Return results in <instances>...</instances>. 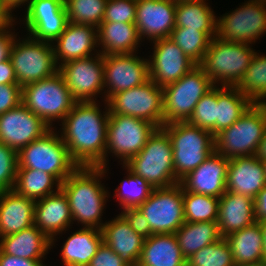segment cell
<instances>
[{
  "instance_id": "cell-1",
  "label": "cell",
  "mask_w": 266,
  "mask_h": 266,
  "mask_svg": "<svg viewBox=\"0 0 266 266\" xmlns=\"http://www.w3.org/2000/svg\"><path fill=\"white\" fill-rule=\"evenodd\" d=\"M103 115L96 101L76 102L62 121L61 138L78 166L104 167L109 106Z\"/></svg>"
},
{
  "instance_id": "cell-2",
  "label": "cell",
  "mask_w": 266,
  "mask_h": 266,
  "mask_svg": "<svg viewBox=\"0 0 266 266\" xmlns=\"http://www.w3.org/2000/svg\"><path fill=\"white\" fill-rule=\"evenodd\" d=\"M105 171L106 167L78 166L61 183L60 188L69 201L72 220L81 222L85 228L101 230L104 225L101 216L109 194L100 179Z\"/></svg>"
},
{
  "instance_id": "cell-3",
  "label": "cell",
  "mask_w": 266,
  "mask_h": 266,
  "mask_svg": "<svg viewBox=\"0 0 266 266\" xmlns=\"http://www.w3.org/2000/svg\"><path fill=\"white\" fill-rule=\"evenodd\" d=\"M124 165L154 189L180 183L174 172L172 143L162 127L157 128L143 149Z\"/></svg>"
},
{
  "instance_id": "cell-4",
  "label": "cell",
  "mask_w": 266,
  "mask_h": 266,
  "mask_svg": "<svg viewBox=\"0 0 266 266\" xmlns=\"http://www.w3.org/2000/svg\"><path fill=\"white\" fill-rule=\"evenodd\" d=\"M249 45L214 37L198 66L214 86L221 82V86L235 87L256 54Z\"/></svg>"
},
{
  "instance_id": "cell-5",
  "label": "cell",
  "mask_w": 266,
  "mask_h": 266,
  "mask_svg": "<svg viewBox=\"0 0 266 266\" xmlns=\"http://www.w3.org/2000/svg\"><path fill=\"white\" fill-rule=\"evenodd\" d=\"M266 130V103H253L231 126L214 136L215 151L228 160L255 155Z\"/></svg>"
},
{
  "instance_id": "cell-6",
  "label": "cell",
  "mask_w": 266,
  "mask_h": 266,
  "mask_svg": "<svg viewBox=\"0 0 266 266\" xmlns=\"http://www.w3.org/2000/svg\"><path fill=\"white\" fill-rule=\"evenodd\" d=\"M162 128L172 143L174 172L179 181L215 151L214 135L210 131L189 122L164 124Z\"/></svg>"
},
{
  "instance_id": "cell-7",
  "label": "cell",
  "mask_w": 266,
  "mask_h": 266,
  "mask_svg": "<svg viewBox=\"0 0 266 266\" xmlns=\"http://www.w3.org/2000/svg\"><path fill=\"white\" fill-rule=\"evenodd\" d=\"M17 169H35L53 175L62 183L78 165L71 158L61 135L50 128L17 152Z\"/></svg>"
},
{
  "instance_id": "cell-8",
  "label": "cell",
  "mask_w": 266,
  "mask_h": 266,
  "mask_svg": "<svg viewBox=\"0 0 266 266\" xmlns=\"http://www.w3.org/2000/svg\"><path fill=\"white\" fill-rule=\"evenodd\" d=\"M76 102L59 72L22 87V103L49 128H52V121H63Z\"/></svg>"
},
{
  "instance_id": "cell-9",
  "label": "cell",
  "mask_w": 266,
  "mask_h": 266,
  "mask_svg": "<svg viewBox=\"0 0 266 266\" xmlns=\"http://www.w3.org/2000/svg\"><path fill=\"white\" fill-rule=\"evenodd\" d=\"M213 87L198 65L178 81L163 87L164 124L187 122L198 101Z\"/></svg>"
},
{
  "instance_id": "cell-10",
  "label": "cell",
  "mask_w": 266,
  "mask_h": 266,
  "mask_svg": "<svg viewBox=\"0 0 266 266\" xmlns=\"http://www.w3.org/2000/svg\"><path fill=\"white\" fill-rule=\"evenodd\" d=\"M50 42L37 40L30 35L15 40L10 52L17 83L27 84L49 78L58 72L54 58V49Z\"/></svg>"
},
{
  "instance_id": "cell-11",
  "label": "cell",
  "mask_w": 266,
  "mask_h": 266,
  "mask_svg": "<svg viewBox=\"0 0 266 266\" xmlns=\"http://www.w3.org/2000/svg\"><path fill=\"white\" fill-rule=\"evenodd\" d=\"M157 128L149 121L129 115L109 114L104 167L110 152L125 164L143 149Z\"/></svg>"
},
{
  "instance_id": "cell-12",
  "label": "cell",
  "mask_w": 266,
  "mask_h": 266,
  "mask_svg": "<svg viewBox=\"0 0 266 266\" xmlns=\"http://www.w3.org/2000/svg\"><path fill=\"white\" fill-rule=\"evenodd\" d=\"M137 208L145 216L153 234H175L185 223L182 185L177 183L153 189Z\"/></svg>"
},
{
  "instance_id": "cell-13",
  "label": "cell",
  "mask_w": 266,
  "mask_h": 266,
  "mask_svg": "<svg viewBox=\"0 0 266 266\" xmlns=\"http://www.w3.org/2000/svg\"><path fill=\"white\" fill-rule=\"evenodd\" d=\"M163 89L151 79L141 86L114 94L108 103L109 114L129 115L149 121L161 128L163 119Z\"/></svg>"
},
{
  "instance_id": "cell-14",
  "label": "cell",
  "mask_w": 266,
  "mask_h": 266,
  "mask_svg": "<svg viewBox=\"0 0 266 266\" xmlns=\"http://www.w3.org/2000/svg\"><path fill=\"white\" fill-rule=\"evenodd\" d=\"M266 33V2L249 0L217 18L216 37L225 42L251 44Z\"/></svg>"
},
{
  "instance_id": "cell-15",
  "label": "cell",
  "mask_w": 266,
  "mask_h": 266,
  "mask_svg": "<svg viewBox=\"0 0 266 266\" xmlns=\"http://www.w3.org/2000/svg\"><path fill=\"white\" fill-rule=\"evenodd\" d=\"M100 51L95 57L80 58L58 66V72L77 102L95 101V95L104 90V61Z\"/></svg>"
},
{
  "instance_id": "cell-16",
  "label": "cell",
  "mask_w": 266,
  "mask_h": 266,
  "mask_svg": "<svg viewBox=\"0 0 266 266\" xmlns=\"http://www.w3.org/2000/svg\"><path fill=\"white\" fill-rule=\"evenodd\" d=\"M104 88L108 101L114 94L141 86L150 80L148 59L136 54L103 55Z\"/></svg>"
},
{
  "instance_id": "cell-17",
  "label": "cell",
  "mask_w": 266,
  "mask_h": 266,
  "mask_svg": "<svg viewBox=\"0 0 266 266\" xmlns=\"http://www.w3.org/2000/svg\"><path fill=\"white\" fill-rule=\"evenodd\" d=\"M50 128L22 102L0 115V142L17 152Z\"/></svg>"
},
{
  "instance_id": "cell-18",
  "label": "cell",
  "mask_w": 266,
  "mask_h": 266,
  "mask_svg": "<svg viewBox=\"0 0 266 266\" xmlns=\"http://www.w3.org/2000/svg\"><path fill=\"white\" fill-rule=\"evenodd\" d=\"M154 53L148 60L150 79L159 87L178 81L197 64L170 38L153 41Z\"/></svg>"
},
{
  "instance_id": "cell-19",
  "label": "cell",
  "mask_w": 266,
  "mask_h": 266,
  "mask_svg": "<svg viewBox=\"0 0 266 266\" xmlns=\"http://www.w3.org/2000/svg\"><path fill=\"white\" fill-rule=\"evenodd\" d=\"M176 3L172 0H137L135 25L140 39L169 38L175 28Z\"/></svg>"
},
{
  "instance_id": "cell-20",
  "label": "cell",
  "mask_w": 266,
  "mask_h": 266,
  "mask_svg": "<svg viewBox=\"0 0 266 266\" xmlns=\"http://www.w3.org/2000/svg\"><path fill=\"white\" fill-rule=\"evenodd\" d=\"M229 160L214 151L180 180L184 191L220 198L226 191Z\"/></svg>"
},
{
  "instance_id": "cell-21",
  "label": "cell",
  "mask_w": 266,
  "mask_h": 266,
  "mask_svg": "<svg viewBox=\"0 0 266 266\" xmlns=\"http://www.w3.org/2000/svg\"><path fill=\"white\" fill-rule=\"evenodd\" d=\"M73 223L69 201L60 188L57 192L35 201L34 225L38 227L54 245V238Z\"/></svg>"
},
{
  "instance_id": "cell-22",
  "label": "cell",
  "mask_w": 266,
  "mask_h": 266,
  "mask_svg": "<svg viewBox=\"0 0 266 266\" xmlns=\"http://www.w3.org/2000/svg\"><path fill=\"white\" fill-rule=\"evenodd\" d=\"M53 46L56 65L92 56L91 51L98 47L97 28L91 25L68 21L64 32L55 40ZM61 60V63L58 62Z\"/></svg>"
},
{
  "instance_id": "cell-23",
  "label": "cell",
  "mask_w": 266,
  "mask_h": 266,
  "mask_svg": "<svg viewBox=\"0 0 266 266\" xmlns=\"http://www.w3.org/2000/svg\"><path fill=\"white\" fill-rule=\"evenodd\" d=\"M265 186L264 167L262 161L255 155L229 160L226 191L255 199Z\"/></svg>"
},
{
  "instance_id": "cell-24",
  "label": "cell",
  "mask_w": 266,
  "mask_h": 266,
  "mask_svg": "<svg viewBox=\"0 0 266 266\" xmlns=\"http://www.w3.org/2000/svg\"><path fill=\"white\" fill-rule=\"evenodd\" d=\"M103 242L118 254L129 266H137L145 238L138 235L119 214L105 222L101 228Z\"/></svg>"
},
{
  "instance_id": "cell-25",
  "label": "cell",
  "mask_w": 266,
  "mask_h": 266,
  "mask_svg": "<svg viewBox=\"0 0 266 266\" xmlns=\"http://www.w3.org/2000/svg\"><path fill=\"white\" fill-rule=\"evenodd\" d=\"M255 222L254 199L230 191L219 198L217 223L222 238Z\"/></svg>"
},
{
  "instance_id": "cell-26",
  "label": "cell",
  "mask_w": 266,
  "mask_h": 266,
  "mask_svg": "<svg viewBox=\"0 0 266 266\" xmlns=\"http://www.w3.org/2000/svg\"><path fill=\"white\" fill-rule=\"evenodd\" d=\"M34 206L35 200L14 190L0 191V237L34 225Z\"/></svg>"
},
{
  "instance_id": "cell-27",
  "label": "cell",
  "mask_w": 266,
  "mask_h": 266,
  "mask_svg": "<svg viewBox=\"0 0 266 266\" xmlns=\"http://www.w3.org/2000/svg\"><path fill=\"white\" fill-rule=\"evenodd\" d=\"M0 238V250L19 258L42 260L51 249V240L35 225Z\"/></svg>"
},
{
  "instance_id": "cell-28",
  "label": "cell",
  "mask_w": 266,
  "mask_h": 266,
  "mask_svg": "<svg viewBox=\"0 0 266 266\" xmlns=\"http://www.w3.org/2000/svg\"><path fill=\"white\" fill-rule=\"evenodd\" d=\"M137 266H186L175 234H153L143 244Z\"/></svg>"
},
{
  "instance_id": "cell-29",
  "label": "cell",
  "mask_w": 266,
  "mask_h": 266,
  "mask_svg": "<svg viewBox=\"0 0 266 266\" xmlns=\"http://www.w3.org/2000/svg\"><path fill=\"white\" fill-rule=\"evenodd\" d=\"M97 36L102 55L136 53L141 41L135 23L102 22Z\"/></svg>"
},
{
  "instance_id": "cell-30",
  "label": "cell",
  "mask_w": 266,
  "mask_h": 266,
  "mask_svg": "<svg viewBox=\"0 0 266 266\" xmlns=\"http://www.w3.org/2000/svg\"><path fill=\"white\" fill-rule=\"evenodd\" d=\"M225 239L231 247L235 266H253L264 263L263 235L260 223L229 234Z\"/></svg>"
},
{
  "instance_id": "cell-31",
  "label": "cell",
  "mask_w": 266,
  "mask_h": 266,
  "mask_svg": "<svg viewBox=\"0 0 266 266\" xmlns=\"http://www.w3.org/2000/svg\"><path fill=\"white\" fill-rule=\"evenodd\" d=\"M103 242L100 229L85 228L74 232L61 249L62 261L65 266H88Z\"/></svg>"
},
{
  "instance_id": "cell-32",
  "label": "cell",
  "mask_w": 266,
  "mask_h": 266,
  "mask_svg": "<svg viewBox=\"0 0 266 266\" xmlns=\"http://www.w3.org/2000/svg\"><path fill=\"white\" fill-rule=\"evenodd\" d=\"M183 256L188 259L191 255L219 241L217 222H186L175 232Z\"/></svg>"
},
{
  "instance_id": "cell-33",
  "label": "cell",
  "mask_w": 266,
  "mask_h": 266,
  "mask_svg": "<svg viewBox=\"0 0 266 266\" xmlns=\"http://www.w3.org/2000/svg\"><path fill=\"white\" fill-rule=\"evenodd\" d=\"M252 104L236 87L217 86L216 134L234 124Z\"/></svg>"
},
{
  "instance_id": "cell-34",
  "label": "cell",
  "mask_w": 266,
  "mask_h": 266,
  "mask_svg": "<svg viewBox=\"0 0 266 266\" xmlns=\"http://www.w3.org/2000/svg\"><path fill=\"white\" fill-rule=\"evenodd\" d=\"M206 0L176 3L175 27L198 31H216L217 18Z\"/></svg>"
},
{
  "instance_id": "cell-35",
  "label": "cell",
  "mask_w": 266,
  "mask_h": 266,
  "mask_svg": "<svg viewBox=\"0 0 266 266\" xmlns=\"http://www.w3.org/2000/svg\"><path fill=\"white\" fill-rule=\"evenodd\" d=\"M56 186V191L53 185ZM61 183L51 174L35 169H17L13 190L33 200H39L57 192ZM53 189V190H52Z\"/></svg>"
},
{
  "instance_id": "cell-36",
  "label": "cell",
  "mask_w": 266,
  "mask_h": 266,
  "mask_svg": "<svg viewBox=\"0 0 266 266\" xmlns=\"http://www.w3.org/2000/svg\"><path fill=\"white\" fill-rule=\"evenodd\" d=\"M235 87L253 103H266V56L256 52Z\"/></svg>"
},
{
  "instance_id": "cell-37",
  "label": "cell",
  "mask_w": 266,
  "mask_h": 266,
  "mask_svg": "<svg viewBox=\"0 0 266 266\" xmlns=\"http://www.w3.org/2000/svg\"><path fill=\"white\" fill-rule=\"evenodd\" d=\"M216 31H198L175 27L169 38L197 65L202 61Z\"/></svg>"
},
{
  "instance_id": "cell-38",
  "label": "cell",
  "mask_w": 266,
  "mask_h": 266,
  "mask_svg": "<svg viewBox=\"0 0 266 266\" xmlns=\"http://www.w3.org/2000/svg\"><path fill=\"white\" fill-rule=\"evenodd\" d=\"M186 222H217L219 198L183 190Z\"/></svg>"
},
{
  "instance_id": "cell-39",
  "label": "cell",
  "mask_w": 266,
  "mask_h": 266,
  "mask_svg": "<svg viewBox=\"0 0 266 266\" xmlns=\"http://www.w3.org/2000/svg\"><path fill=\"white\" fill-rule=\"evenodd\" d=\"M64 2L69 22L96 28L102 23L107 0H64Z\"/></svg>"
},
{
  "instance_id": "cell-40",
  "label": "cell",
  "mask_w": 266,
  "mask_h": 266,
  "mask_svg": "<svg viewBox=\"0 0 266 266\" xmlns=\"http://www.w3.org/2000/svg\"><path fill=\"white\" fill-rule=\"evenodd\" d=\"M123 166L127 169L128 177L120 182L121 186L116 189L117 193L114 196L120 201L121 208H137L150 196L154 188L145 179L132 173L124 164ZM127 187L130 189H126Z\"/></svg>"
},
{
  "instance_id": "cell-41",
  "label": "cell",
  "mask_w": 266,
  "mask_h": 266,
  "mask_svg": "<svg viewBox=\"0 0 266 266\" xmlns=\"http://www.w3.org/2000/svg\"><path fill=\"white\" fill-rule=\"evenodd\" d=\"M186 266H235L230 244L221 238L191 255Z\"/></svg>"
},
{
  "instance_id": "cell-42",
  "label": "cell",
  "mask_w": 266,
  "mask_h": 266,
  "mask_svg": "<svg viewBox=\"0 0 266 266\" xmlns=\"http://www.w3.org/2000/svg\"><path fill=\"white\" fill-rule=\"evenodd\" d=\"M216 120L217 86H214L198 101L190 119L187 122L191 125L210 131L215 136Z\"/></svg>"
},
{
  "instance_id": "cell-43",
  "label": "cell",
  "mask_w": 266,
  "mask_h": 266,
  "mask_svg": "<svg viewBox=\"0 0 266 266\" xmlns=\"http://www.w3.org/2000/svg\"><path fill=\"white\" fill-rule=\"evenodd\" d=\"M67 23V11L64 6L56 15L41 18L28 31V34L34 39L54 44V41L64 32Z\"/></svg>"
},
{
  "instance_id": "cell-44",
  "label": "cell",
  "mask_w": 266,
  "mask_h": 266,
  "mask_svg": "<svg viewBox=\"0 0 266 266\" xmlns=\"http://www.w3.org/2000/svg\"><path fill=\"white\" fill-rule=\"evenodd\" d=\"M17 167V151L0 142V191L13 190Z\"/></svg>"
},
{
  "instance_id": "cell-45",
  "label": "cell",
  "mask_w": 266,
  "mask_h": 266,
  "mask_svg": "<svg viewBox=\"0 0 266 266\" xmlns=\"http://www.w3.org/2000/svg\"><path fill=\"white\" fill-rule=\"evenodd\" d=\"M65 6L64 0H31L24 21L29 31L41 18L56 15Z\"/></svg>"
},
{
  "instance_id": "cell-46",
  "label": "cell",
  "mask_w": 266,
  "mask_h": 266,
  "mask_svg": "<svg viewBox=\"0 0 266 266\" xmlns=\"http://www.w3.org/2000/svg\"><path fill=\"white\" fill-rule=\"evenodd\" d=\"M137 0H107L102 22L135 23Z\"/></svg>"
},
{
  "instance_id": "cell-47",
  "label": "cell",
  "mask_w": 266,
  "mask_h": 266,
  "mask_svg": "<svg viewBox=\"0 0 266 266\" xmlns=\"http://www.w3.org/2000/svg\"><path fill=\"white\" fill-rule=\"evenodd\" d=\"M22 102V87L19 84H0V115L17 107Z\"/></svg>"
},
{
  "instance_id": "cell-48",
  "label": "cell",
  "mask_w": 266,
  "mask_h": 266,
  "mask_svg": "<svg viewBox=\"0 0 266 266\" xmlns=\"http://www.w3.org/2000/svg\"><path fill=\"white\" fill-rule=\"evenodd\" d=\"M120 214L138 235L145 239L153 235L148 221L138 208H126Z\"/></svg>"
},
{
  "instance_id": "cell-49",
  "label": "cell",
  "mask_w": 266,
  "mask_h": 266,
  "mask_svg": "<svg viewBox=\"0 0 266 266\" xmlns=\"http://www.w3.org/2000/svg\"><path fill=\"white\" fill-rule=\"evenodd\" d=\"M88 266H129L104 242L99 246L96 254Z\"/></svg>"
},
{
  "instance_id": "cell-50",
  "label": "cell",
  "mask_w": 266,
  "mask_h": 266,
  "mask_svg": "<svg viewBox=\"0 0 266 266\" xmlns=\"http://www.w3.org/2000/svg\"><path fill=\"white\" fill-rule=\"evenodd\" d=\"M11 26L12 22L0 31V62L10 59L11 48L17 37L9 31Z\"/></svg>"
},
{
  "instance_id": "cell-51",
  "label": "cell",
  "mask_w": 266,
  "mask_h": 266,
  "mask_svg": "<svg viewBox=\"0 0 266 266\" xmlns=\"http://www.w3.org/2000/svg\"><path fill=\"white\" fill-rule=\"evenodd\" d=\"M0 266H46L42 260H30L5 254L0 250Z\"/></svg>"
},
{
  "instance_id": "cell-52",
  "label": "cell",
  "mask_w": 266,
  "mask_h": 266,
  "mask_svg": "<svg viewBox=\"0 0 266 266\" xmlns=\"http://www.w3.org/2000/svg\"><path fill=\"white\" fill-rule=\"evenodd\" d=\"M254 210L256 222L259 223L266 220V186L256 195Z\"/></svg>"
},
{
  "instance_id": "cell-53",
  "label": "cell",
  "mask_w": 266,
  "mask_h": 266,
  "mask_svg": "<svg viewBox=\"0 0 266 266\" xmlns=\"http://www.w3.org/2000/svg\"><path fill=\"white\" fill-rule=\"evenodd\" d=\"M0 84H18L10 59L0 62Z\"/></svg>"
},
{
  "instance_id": "cell-54",
  "label": "cell",
  "mask_w": 266,
  "mask_h": 266,
  "mask_svg": "<svg viewBox=\"0 0 266 266\" xmlns=\"http://www.w3.org/2000/svg\"><path fill=\"white\" fill-rule=\"evenodd\" d=\"M12 14H10L0 3V31L8 26L11 22H14Z\"/></svg>"
},
{
  "instance_id": "cell-55",
  "label": "cell",
  "mask_w": 266,
  "mask_h": 266,
  "mask_svg": "<svg viewBox=\"0 0 266 266\" xmlns=\"http://www.w3.org/2000/svg\"><path fill=\"white\" fill-rule=\"evenodd\" d=\"M28 2L27 6L31 2V0H0L2 6L11 14L12 10L19 7L21 4Z\"/></svg>"
},
{
  "instance_id": "cell-56",
  "label": "cell",
  "mask_w": 266,
  "mask_h": 266,
  "mask_svg": "<svg viewBox=\"0 0 266 266\" xmlns=\"http://www.w3.org/2000/svg\"><path fill=\"white\" fill-rule=\"evenodd\" d=\"M255 157L259 160L266 159V130H265V133L263 135V138L261 139V141L258 145V149H257V152L255 154Z\"/></svg>"
},
{
  "instance_id": "cell-57",
  "label": "cell",
  "mask_w": 266,
  "mask_h": 266,
  "mask_svg": "<svg viewBox=\"0 0 266 266\" xmlns=\"http://www.w3.org/2000/svg\"><path fill=\"white\" fill-rule=\"evenodd\" d=\"M259 223L263 235V255H264V262L266 263V220Z\"/></svg>"
},
{
  "instance_id": "cell-58",
  "label": "cell",
  "mask_w": 266,
  "mask_h": 266,
  "mask_svg": "<svg viewBox=\"0 0 266 266\" xmlns=\"http://www.w3.org/2000/svg\"><path fill=\"white\" fill-rule=\"evenodd\" d=\"M261 161H262V164H263V167H264V173H265V178H266V159L261 160Z\"/></svg>"
},
{
  "instance_id": "cell-59",
  "label": "cell",
  "mask_w": 266,
  "mask_h": 266,
  "mask_svg": "<svg viewBox=\"0 0 266 266\" xmlns=\"http://www.w3.org/2000/svg\"><path fill=\"white\" fill-rule=\"evenodd\" d=\"M172 1H174L175 3H177V2L192 1V0H172Z\"/></svg>"
},
{
  "instance_id": "cell-60",
  "label": "cell",
  "mask_w": 266,
  "mask_h": 266,
  "mask_svg": "<svg viewBox=\"0 0 266 266\" xmlns=\"http://www.w3.org/2000/svg\"><path fill=\"white\" fill-rule=\"evenodd\" d=\"M253 266H266V263L264 262V263L253 265Z\"/></svg>"
}]
</instances>
